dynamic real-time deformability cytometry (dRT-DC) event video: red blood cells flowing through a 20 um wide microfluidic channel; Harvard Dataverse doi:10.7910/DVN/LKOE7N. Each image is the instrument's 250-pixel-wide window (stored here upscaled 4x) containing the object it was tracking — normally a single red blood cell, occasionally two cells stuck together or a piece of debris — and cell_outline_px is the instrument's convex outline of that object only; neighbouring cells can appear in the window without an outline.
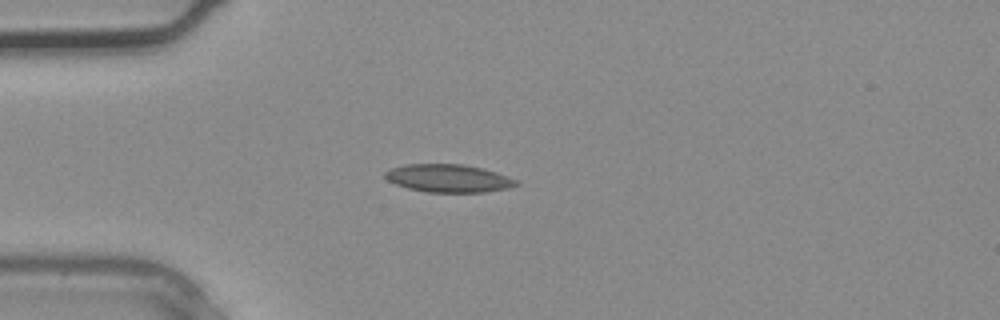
{"species": "common noctule bat (a hibernating species)", "species_latin": "Nyctalus noctula", "temperature_condition": "warm", "stored_images_in_passage": 4, "camera_frame_rate_fps": 3000, "um_per_image_px": 0.085, "animal": {"sex": "male", "body_mass_g": 20.4}, "frame": {"image": 1, "passage_image": 4, "time_ms": 1.0, "image_size_px": [1000, 320], "cell_outline_px": [[520, 184], [508, 188], [484, 192], [428, 192], [408, 188], [396, 184], [388, 180], [384, 176], [384, 172], [392, 168], [404, 164], [460, 164], [480, 168], [496, 172], [516, 180]], "centroid_in_image_um": [38.1, 15.15], "position_along_channel_um": 46.9, "area_um2": 21.1}}